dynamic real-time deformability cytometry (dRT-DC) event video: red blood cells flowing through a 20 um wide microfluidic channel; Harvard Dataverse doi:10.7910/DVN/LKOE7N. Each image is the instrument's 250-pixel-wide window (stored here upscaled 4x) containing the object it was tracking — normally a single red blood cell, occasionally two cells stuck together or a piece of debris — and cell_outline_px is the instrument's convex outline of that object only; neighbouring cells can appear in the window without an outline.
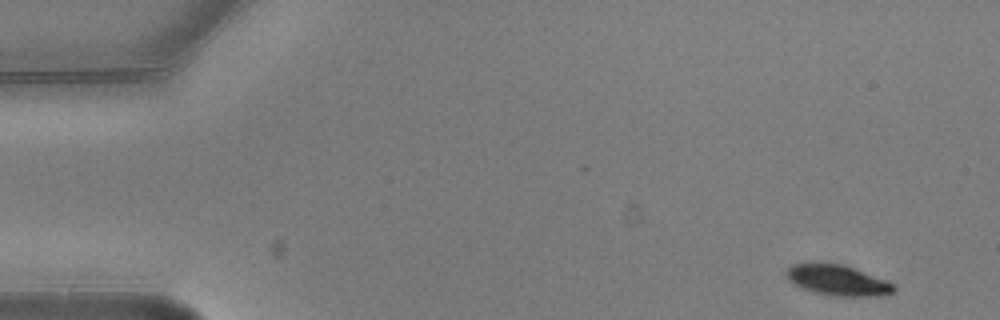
{"species": "common noctule bat (a hibernating species)", "species_latin": "Nyctalus noctula", "temperature_condition": "warm", "stored_images_in_passage": 7, "camera_frame_rate_fps": 3000, "um_per_image_px": 0.085, "animal": {"sex": "male", "body_mass_g": 20.5, "forearm_length_mm": 52.5}, "frame": {"image": 1, "passage_image": 1, "time_ms": 0.0, "image_size_px": [1000, 320], "cell_outline_px": [[896, 288], [892, 292], [880, 296], [836, 296], [816, 292], [804, 288], [788, 280], [784, 272], [792, 264], [844, 264], [884, 280], [892, 284]], "centroid_in_image_um": [71.19, 23.83], "position_along_channel_um": 13.8, "area_um2": 18.55}}
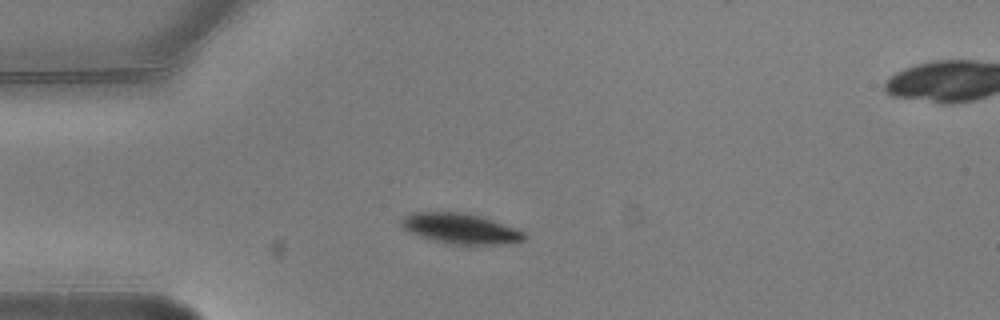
{"frame": {"image": 2, "passage_image": 4, "time_ms": 1.0, "image_size_px": [1000, 320], "cell_outline_px": [[528, 236], [524, 240], [508, 244], [452, 244], [432, 240], [420, 236], [404, 228], [400, 224], [400, 220], [404, 216], [412, 212], [468, 212], [516, 228], [524, 232]], "centroid_in_image_um": [39.16, 19.42], "position_along_channel_um": 45.8, "area_um2": 21.73}}
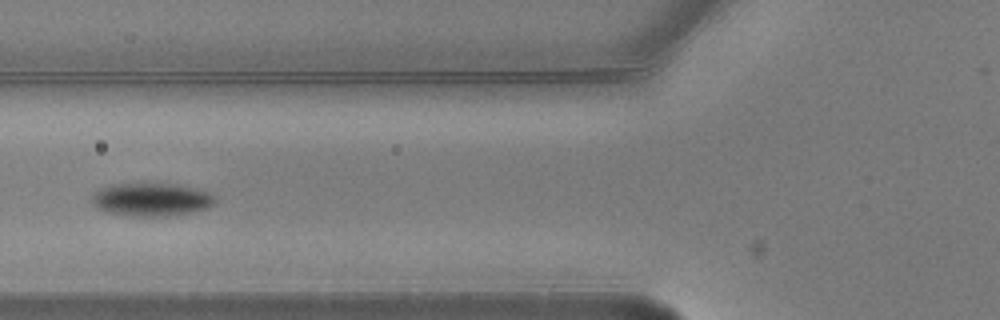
{"frame": {"image": 3, "passage_image": 6, "time_ms": 1.667, "image_size_px": [1000, 320], "cell_outline_px": [[216, 200], [208, 208], [176, 216], [128, 216], [104, 212], [96, 208], [92, 204], [92, 196], [100, 188], [112, 184], [140, 180], [152, 180], [180, 184], [196, 188], [208, 192]], "centroid_in_image_um": [12.83, 16.91], "position_along_channel_um": 113.0, "area_um2": 25.14}}